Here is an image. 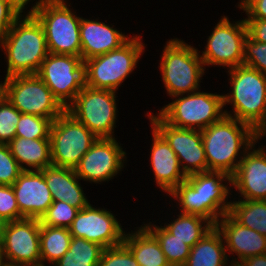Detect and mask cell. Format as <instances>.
<instances>
[{"instance_id":"obj_1","label":"cell","mask_w":266,"mask_h":266,"mask_svg":"<svg viewBox=\"0 0 266 266\" xmlns=\"http://www.w3.org/2000/svg\"><path fill=\"white\" fill-rule=\"evenodd\" d=\"M231 190L232 177L224 172L207 171L187 176L168 196L178 202L179 213L202 216L215 226L230 211Z\"/></svg>"},{"instance_id":"obj_2","label":"cell","mask_w":266,"mask_h":266,"mask_svg":"<svg viewBox=\"0 0 266 266\" xmlns=\"http://www.w3.org/2000/svg\"><path fill=\"white\" fill-rule=\"evenodd\" d=\"M207 171L232 177L245 153L257 142V131L249 124L224 115L201 130Z\"/></svg>"},{"instance_id":"obj_3","label":"cell","mask_w":266,"mask_h":266,"mask_svg":"<svg viewBox=\"0 0 266 266\" xmlns=\"http://www.w3.org/2000/svg\"><path fill=\"white\" fill-rule=\"evenodd\" d=\"M6 57L5 78L36 74L49 54L42 25L32 13L21 14L0 39Z\"/></svg>"},{"instance_id":"obj_4","label":"cell","mask_w":266,"mask_h":266,"mask_svg":"<svg viewBox=\"0 0 266 266\" xmlns=\"http://www.w3.org/2000/svg\"><path fill=\"white\" fill-rule=\"evenodd\" d=\"M230 91L223 94V106L231 105L232 110L224 109L226 116L245 122L256 131L266 122V76L246 65L226 71Z\"/></svg>"},{"instance_id":"obj_5","label":"cell","mask_w":266,"mask_h":266,"mask_svg":"<svg viewBox=\"0 0 266 266\" xmlns=\"http://www.w3.org/2000/svg\"><path fill=\"white\" fill-rule=\"evenodd\" d=\"M179 38L169 39L160 58L161 78L171 98L200 90L205 66L199 50Z\"/></svg>"},{"instance_id":"obj_6","label":"cell","mask_w":266,"mask_h":266,"mask_svg":"<svg viewBox=\"0 0 266 266\" xmlns=\"http://www.w3.org/2000/svg\"><path fill=\"white\" fill-rule=\"evenodd\" d=\"M141 35H134L120 48L84 61L85 85L94 89L117 92L137 68L145 52Z\"/></svg>"},{"instance_id":"obj_7","label":"cell","mask_w":266,"mask_h":266,"mask_svg":"<svg viewBox=\"0 0 266 266\" xmlns=\"http://www.w3.org/2000/svg\"><path fill=\"white\" fill-rule=\"evenodd\" d=\"M67 1L46 3L32 14L43 27L49 53L81 57V17Z\"/></svg>"},{"instance_id":"obj_8","label":"cell","mask_w":266,"mask_h":266,"mask_svg":"<svg viewBox=\"0 0 266 266\" xmlns=\"http://www.w3.org/2000/svg\"><path fill=\"white\" fill-rule=\"evenodd\" d=\"M171 99L173 101L162 106L157 114L177 128L203 130L225 115L223 94L199 90Z\"/></svg>"},{"instance_id":"obj_9","label":"cell","mask_w":266,"mask_h":266,"mask_svg":"<svg viewBox=\"0 0 266 266\" xmlns=\"http://www.w3.org/2000/svg\"><path fill=\"white\" fill-rule=\"evenodd\" d=\"M117 92L88 86L76 95L66 111L84 124L97 138H115L118 117Z\"/></svg>"},{"instance_id":"obj_10","label":"cell","mask_w":266,"mask_h":266,"mask_svg":"<svg viewBox=\"0 0 266 266\" xmlns=\"http://www.w3.org/2000/svg\"><path fill=\"white\" fill-rule=\"evenodd\" d=\"M4 79L5 97L21 113L54 121L66 110L37 74L15 75Z\"/></svg>"},{"instance_id":"obj_11","label":"cell","mask_w":266,"mask_h":266,"mask_svg":"<svg viewBox=\"0 0 266 266\" xmlns=\"http://www.w3.org/2000/svg\"><path fill=\"white\" fill-rule=\"evenodd\" d=\"M49 138L52 165L71 169L98 139L66 110L52 122Z\"/></svg>"},{"instance_id":"obj_12","label":"cell","mask_w":266,"mask_h":266,"mask_svg":"<svg viewBox=\"0 0 266 266\" xmlns=\"http://www.w3.org/2000/svg\"><path fill=\"white\" fill-rule=\"evenodd\" d=\"M247 36L244 18L232 23L228 16H221L207 37L202 54L199 51L204 66H222L228 70L243 65L244 42Z\"/></svg>"},{"instance_id":"obj_13","label":"cell","mask_w":266,"mask_h":266,"mask_svg":"<svg viewBox=\"0 0 266 266\" xmlns=\"http://www.w3.org/2000/svg\"><path fill=\"white\" fill-rule=\"evenodd\" d=\"M66 108L85 86L81 57L49 53L36 73Z\"/></svg>"},{"instance_id":"obj_14","label":"cell","mask_w":266,"mask_h":266,"mask_svg":"<svg viewBox=\"0 0 266 266\" xmlns=\"http://www.w3.org/2000/svg\"><path fill=\"white\" fill-rule=\"evenodd\" d=\"M40 228L37 218L4 223L1 244L6 266H41Z\"/></svg>"},{"instance_id":"obj_15","label":"cell","mask_w":266,"mask_h":266,"mask_svg":"<svg viewBox=\"0 0 266 266\" xmlns=\"http://www.w3.org/2000/svg\"><path fill=\"white\" fill-rule=\"evenodd\" d=\"M153 126L176 153L182 171L186 176L207 172V161L201 130L177 128L166 123L157 113L147 112Z\"/></svg>"},{"instance_id":"obj_16","label":"cell","mask_w":266,"mask_h":266,"mask_svg":"<svg viewBox=\"0 0 266 266\" xmlns=\"http://www.w3.org/2000/svg\"><path fill=\"white\" fill-rule=\"evenodd\" d=\"M126 154L116 138H98L82 156L75 168L76 175L89 183L108 182L125 167L124 163L128 161Z\"/></svg>"},{"instance_id":"obj_17","label":"cell","mask_w":266,"mask_h":266,"mask_svg":"<svg viewBox=\"0 0 266 266\" xmlns=\"http://www.w3.org/2000/svg\"><path fill=\"white\" fill-rule=\"evenodd\" d=\"M111 212L104 207L95 208L89 204L77 213L69 227L70 234L98 243L104 248L121 245L126 231Z\"/></svg>"},{"instance_id":"obj_18","label":"cell","mask_w":266,"mask_h":266,"mask_svg":"<svg viewBox=\"0 0 266 266\" xmlns=\"http://www.w3.org/2000/svg\"><path fill=\"white\" fill-rule=\"evenodd\" d=\"M256 143L245 153L232 176L238 200H266V145ZM257 148V149H256Z\"/></svg>"},{"instance_id":"obj_19","label":"cell","mask_w":266,"mask_h":266,"mask_svg":"<svg viewBox=\"0 0 266 266\" xmlns=\"http://www.w3.org/2000/svg\"><path fill=\"white\" fill-rule=\"evenodd\" d=\"M12 187L20 211V219H40L53 203L52 193L40 170H24Z\"/></svg>"},{"instance_id":"obj_20","label":"cell","mask_w":266,"mask_h":266,"mask_svg":"<svg viewBox=\"0 0 266 266\" xmlns=\"http://www.w3.org/2000/svg\"><path fill=\"white\" fill-rule=\"evenodd\" d=\"M215 226L223 236L228 257L231 254L238 256L231 257L233 266L247 257L266 253V236L242 226L229 213L223 215Z\"/></svg>"},{"instance_id":"obj_21","label":"cell","mask_w":266,"mask_h":266,"mask_svg":"<svg viewBox=\"0 0 266 266\" xmlns=\"http://www.w3.org/2000/svg\"><path fill=\"white\" fill-rule=\"evenodd\" d=\"M150 164L154 182L162 192L169 194L176 186L186 180L178 157L165 138L153 127Z\"/></svg>"},{"instance_id":"obj_22","label":"cell","mask_w":266,"mask_h":266,"mask_svg":"<svg viewBox=\"0 0 266 266\" xmlns=\"http://www.w3.org/2000/svg\"><path fill=\"white\" fill-rule=\"evenodd\" d=\"M131 37L120 32L114 25L101 22L99 17L90 20L81 16L80 40L83 61L118 49Z\"/></svg>"},{"instance_id":"obj_23","label":"cell","mask_w":266,"mask_h":266,"mask_svg":"<svg viewBox=\"0 0 266 266\" xmlns=\"http://www.w3.org/2000/svg\"><path fill=\"white\" fill-rule=\"evenodd\" d=\"M40 171L52 193L53 201L67 202L80 210L90 204L75 169L52 165Z\"/></svg>"},{"instance_id":"obj_24","label":"cell","mask_w":266,"mask_h":266,"mask_svg":"<svg viewBox=\"0 0 266 266\" xmlns=\"http://www.w3.org/2000/svg\"><path fill=\"white\" fill-rule=\"evenodd\" d=\"M123 244L140 266H170L159 241L143 224L134 231L126 232Z\"/></svg>"},{"instance_id":"obj_25","label":"cell","mask_w":266,"mask_h":266,"mask_svg":"<svg viewBox=\"0 0 266 266\" xmlns=\"http://www.w3.org/2000/svg\"><path fill=\"white\" fill-rule=\"evenodd\" d=\"M229 258L223 236L214 226L191 247L188 259L183 266H233L228 262Z\"/></svg>"},{"instance_id":"obj_26","label":"cell","mask_w":266,"mask_h":266,"mask_svg":"<svg viewBox=\"0 0 266 266\" xmlns=\"http://www.w3.org/2000/svg\"><path fill=\"white\" fill-rule=\"evenodd\" d=\"M7 145L23 170H42L52 166L50 139L15 137Z\"/></svg>"},{"instance_id":"obj_27","label":"cell","mask_w":266,"mask_h":266,"mask_svg":"<svg viewBox=\"0 0 266 266\" xmlns=\"http://www.w3.org/2000/svg\"><path fill=\"white\" fill-rule=\"evenodd\" d=\"M171 221L164 223V227L190 248L214 227L206 218L193 214L179 213L177 218Z\"/></svg>"},{"instance_id":"obj_28","label":"cell","mask_w":266,"mask_h":266,"mask_svg":"<svg viewBox=\"0 0 266 266\" xmlns=\"http://www.w3.org/2000/svg\"><path fill=\"white\" fill-rule=\"evenodd\" d=\"M71 239L69 228L41 225V266H46L45 263L52 266L63 257L69 249Z\"/></svg>"},{"instance_id":"obj_29","label":"cell","mask_w":266,"mask_h":266,"mask_svg":"<svg viewBox=\"0 0 266 266\" xmlns=\"http://www.w3.org/2000/svg\"><path fill=\"white\" fill-rule=\"evenodd\" d=\"M229 214L242 226L266 236V200H235Z\"/></svg>"},{"instance_id":"obj_30","label":"cell","mask_w":266,"mask_h":266,"mask_svg":"<svg viewBox=\"0 0 266 266\" xmlns=\"http://www.w3.org/2000/svg\"><path fill=\"white\" fill-rule=\"evenodd\" d=\"M103 250L98 243L72 237L68 251L52 266H98Z\"/></svg>"},{"instance_id":"obj_31","label":"cell","mask_w":266,"mask_h":266,"mask_svg":"<svg viewBox=\"0 0 266 266\" xmlns=\"http://www.w3.org/2000/svg\"><path fill=\"white\" fill-rule=\"evenodd\" d=\"M143 225L159 241L162 252L170 266H183L190 254V247L171 234L162 224L155 225L152 222Z\"/></svg>"},{"instance_id":"obj_32","label":"cell","mask_w":266,"mask_h":266,"mask_svg":"<svg viewBox=\"0 0 266 266\" xmlns=\"http://www.w3.org/2000/svg\"><path fill=\"white\" fill-rule=\"evenodd\" d=\"M52 120L38 115L21 113L16 136L25 139H50Z\"/></svg>"},{"instance_id":"obj_33","label":"cell","mask_w":266,"mask_h":266,"mask_svg":"<svg viewBox=\"0 0 266 266\" xmlns=\"http://www.w3.org/2000/svg\"><path fill=\"white\" fill-rule=\"evenodd\" d=\"M80 209L63 201H53L42 215L40 225L69 228Z\"/></svg>"},{"instance_id":"obj_34","label":"cell","mask_w":266,"mask_h":266,"mask_svg":"<svg viewBox=\"0 0 266 266\" xmlns=\"http://www.w3.org/2000/svg\"><path fill=\"white\" fill-rule=\"evenodd\" d=\"M21 112L6 97L0 102V144H9L16 136Z\"/></svg>"},{"instance_id":"obj_35","label":"cell","mask_w":266,"mask_h":266,"mask_svg":"<svg viewBox=\"0 0 266 266\" xmlns=\"http://www.w3.org/2000/svg\"><path fill=\"white\" fill-rule=\"evenodd\" d=\"M243 65L256 69L266 76V44L247 36L244 42Z\"/></svg>"},{"instance_id":"obj_36","label":"cell","mask_w":266,"mask_h":266,"mask_svg":"<svg viewBox=\"0 0 266 266\" xmlns=\"http://www.w3.org/2000/svg\"><path fill=\"white\" fill-rule=\"evenodd\" d=\"M23 171L8 145L0 144V184L12 185Z\"/></svg>"},{"instance_id":"obj_37","label":"cell","mask_w":266,"mask_h":266,"mask_svg":"<svg viewBox=\"0 0 266 266\" xmlns=\"http://www.w3.org/2000/svg\"><path fill=\"white\" fill-rule=\"evenodd\" d=\"M98 266H140L131 251L122 243L104 248Z\"/></svg>"},{"instance_id":"obj_38","label":"cell","mask_w":266,"mask_h":266,"mask_svg":"<svg viewBox=\"0 0 266 266\" xmlns=\"http://www.w3.org/2000/svg\"><path fill=\"white\" fill-rule=\"evenodd\" d=\"M0 219L4 222L20 220V211L12 185L0 184Z\"/></svg>"},{"instance_id":"obj_39","label":"cell","mask_w":266,"mask_h":266,"mask_svg":"<svg viewBox=\"0 0 266 266\" xmlns=\"http://www.w3.org/2000/svg\"><path fill=\"white\" fill-rule=\"evenodd\" d=\"M21 14L11 0H0V39Z\"/></svg>"},{"instance_id":"obj_40","label":"cell","mask_w":266,"mask_h":266,"mask_svg":"<svg viewBox=\"0 0 266 266\" xmlns=\"http://www.w3.org/2000/svg\"><path fill=\"white\" fill-rule=\"evenodd\" d=\"M236 7L245 12L244 19H266V0H241Z\"/></svg>"},{"instance_id":"obj_41","label":"cell","mask_w":266,"mask_h":266,"mask_svg":"<svg viewBox=\"0 0 266 266\" xmlns=\"http://www.w3.org/2000/svg\"><path fill=\"white\" fill-rule=\"evenodd\" d=\"M248 36L255 41L266 44V19H244Z\"/></svg>"},{"instance_id":"obj_42","label":"cell","mask_w":266,"mask_h":266,"mask_svg":"<svg viewBox=\"0 0 266 266\" xmlns=\"http://www.w3.org/2000/svg\"><path fill=\"white\" fill-rule=\"evenodd\" d=\"M32 0H11L13 5L23 14V13H33L35 12L38 8L42 7L46 3L53 2L56 0H36L34 4H32L31 9L29 10H24L27 9L26 6L31 2ZM26 11V12H25Z\"/></svg>"},{"instance_id":"obj_43","label":"cell","mask_w":266,"mask_h":266,"mask_svg":"<svg viewBox=\"0 0 266 266\" xmlns=\"http://www.w3.org/2000/svg\"><path fill=\"white\" fill-rule=\"evenodd\" d=\"M237 266H266V253L247 257Z\"/></svg>"},{"instance_id":"obj_44","label":"cell","mask_w":266,"mask_h":266,"mask_svg":"<svg viewBox=\"0 0 266 266\" xmlns=\"http://www.w3.org/2000/svg\"><path fill=\"white\" fill-rule=\"evenodd\" d=\"M264 137H266V122L257 131V141L259 142V140H261Z\"/></svg>"},{"instance_id":"obj_45","label":"cell","mask_w":266,"mask_h":266,"mask_svg":"<svg viewBox=\"0 0 266 266\" xmlns=\"http://www.w3.org/2000/svg\"><path fill=\"white\" fill-rule=\"evenodd\" d=\"M0 266H6L4 257H3L1 238H0Z\"/></svg>"},{"instance_id":"obj_46","label":"cell","mask_w":266,"mask_h":266,"mask_svg":"<svg viewBox=\"0 0 266 266\" xmlns=\"http://www.w3.org/2000/svg\"><path fill=\"white\" fill-rule=\"evenodd\" d=\"M5 97V90L2 81H0V102Z\"/></svg>"},{"instance_id":"obj_47","label":"cell","mask_w":266,"mask_h":266,"mask_svg":"<svg viewBox=\"0 0 266 266\" xmlns=\"http://www.w3.org/2000/svg\"><path fill=\"white\" fill-rule=\"evenodd\" d=\"M4 223L5 222L0 219V238H1V234H2Z\"/></svg>"}]
</instances>
